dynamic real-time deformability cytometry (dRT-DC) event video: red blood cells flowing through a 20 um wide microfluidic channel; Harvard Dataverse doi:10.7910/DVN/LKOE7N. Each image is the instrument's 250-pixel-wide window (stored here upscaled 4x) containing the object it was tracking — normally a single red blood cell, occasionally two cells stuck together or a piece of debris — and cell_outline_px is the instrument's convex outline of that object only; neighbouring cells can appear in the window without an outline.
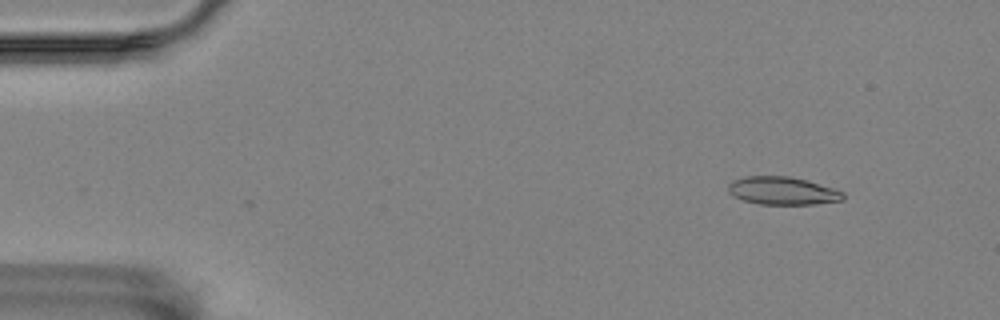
{"species": "Egyptian fruit bat (a non-hibernating species)", "species_latin": "Rousettus aegyptiacus", "temperature_condition": "room temperature", "stored_images_in_passage": 44, "camera_frame_rate_fps": 3000, "um_per_image_px": 0.085, "animal": {"sex": "female"}, "frame": {"image": 1, "passage_image": 2, "time_ms": 0.333, "image_size_px": [1000, 320], "cell_outline_px": [[844, 200], [812, 204], [760, 204], [744, 200], [732, 196], [728, 192], [728, 184], [732, 180], [744, 176], [788, 176], [804, 180], [832, 188], [844, 192]], "centroid_in_image_um": [66.46, 16.21], "position_along_channel_um": 18.5, "area_um2": 18.55}}
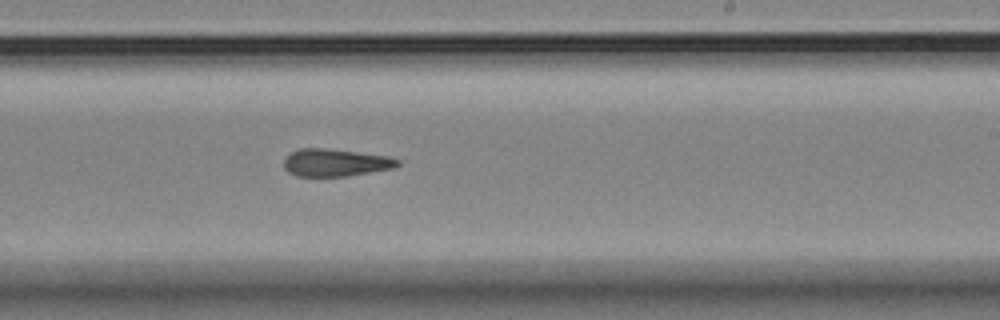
{"frame": {"image": 2, "passage_image": 30, "time_ms": 9.667, "image_size_px": [1000, 320], "cell_outline_px": [[400, 164], [396, 168], [348, 176], [296, 176], [288, 172], [284, 168], [284, 160], [292, 152], [300, 148], [324, 148], [388, 156], [400, 160]], "centroid_in_image_um": [28.54, 13.83], "position_along_channel_um": 260.5, "area_um2": 18.21}}
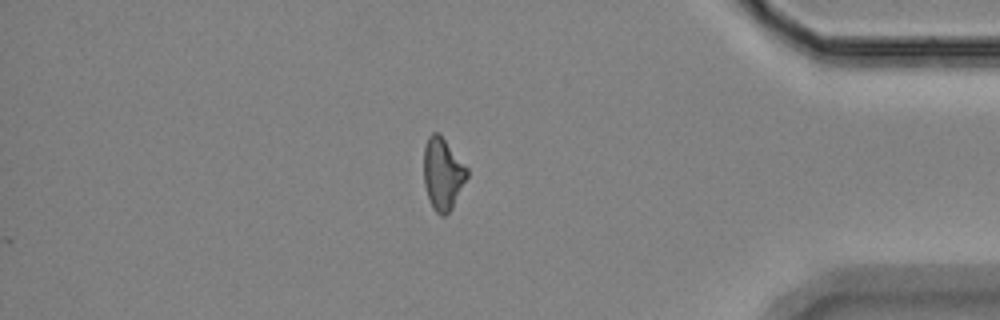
{"frame": {"image": 3, "passage_image": 44, "time_ms": 14.333, "image_size_px": [1000, 320], "cell_outline_px": [[468, 176], [452, 208], [444, 216], [440, 216], [432, 208], [424, 184], [424, 148], [428, 136], [432, 132], [436, 132], [444, 140], [468, 168]], "centroid_in_image_um": [37.62, 14.8], "position_along_channel_um": 397.6, "area_um2": 17.92}, "authors_computed_cell_mechanics": {"area_um2": 18.6116, "velocity_mm_per_s": 3.568, "shape_relaxation_time_tau1_ms": null, "shape_relaxation_time_tau2_ms": 7.9701, "deformation_change_tau1": null, "deformation_change_tau2": 0.1979}}